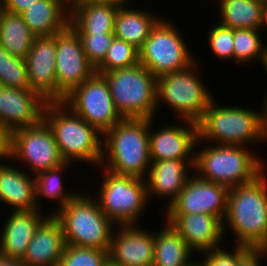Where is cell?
I'll return each instance as SVG.
<instances>
[{
  "label": "cell",
  "mask_w": 267,
  "mask_h": 266,
  "mask_svg": "<svg viewBox=\"0 0 267 266\" xmlns=\"http://www.w3.org/2000/svg\"><path fill=\"white\" fill-rule=\"evenodd\" d=\"M197 61L185 69L157 78V108L160 109L161 103L168 105L178 115V121L196 123L214 99L201 80Z\"/></svg>",
  "instance_id": "cell-8"
},
{
  "label": "cell",
  "mask_w": 267,
  "mask_h": 266,
  "mask_svg": "<svg viewBox=\"0 0 267 266\" xmlns=\"http://www.w3.org/2000/svg\"><path fill=\"white\" fill-rule=\"evenodd\" d=\"M108 257V250L66 244L59 266H103Z\"/></svg>",
  "instance_id": "cell-34"
},
{
  "label": "cell",
  "mask_w": 267,
  "mask_h": 266,
  "mask_svg": "<svg viewBox=\"0 0 267 266\" xmlns=\"http://www.w3.org/2000/svg\"><path fill=\"white\" fill-rule=\"evenodd\" d=\"M210 50L220 60H233L234 29L227 28L220 23L212 26L208 34Z\"/></svg>",
  "instance_id": "cell-36"
},
{
  "label": "cell",
  "mask_w": 267,
  "mask_h": 266,
  "mask_svg": "<svg viewBox=\"0 0 267 266\" xmlns=\"http://www.w3.org/2000/svg\"><path fill=\"white\" fill-rule=\"evenodd\" d=\"M42 212L41 209L12 211L6 217L0 235L1 257L22 260L36 229L50 215L49 212L47 216Z\"/></svg>",
  "instance_id": "cell-21"
},
{
  "label": "cell",
  "mask_w": 267,
  "mask_h": 266,
  "mask_svg": "<svg viewBox=\"0 0 267 266\" xmlns=\"http://www.w3.org/2000/svg\"><path fill=\"white\" fill-rule=\"evenodd\" d=\"M266 70V73H267V54H266V57H265V62H264V66H263Z\"/></svg>",
  "instance_id": "cell-49"
},
{
  "label": "cell",
  "mask_w": 267,
  "mask_h": 266,
  "mask_svg": "<svg viewBox=\"0 0 267 266\" xmlns=\"http://www.w3.org/2000/svg\"><path fill=\"white\" fill-rule=\"evenodd\" d=\"M118 8L117 5L88 1L70 15L69 24L78 34L113 33Z\"/></svg>",
  "instance_id": "cell-26"
},
{
  "label": "cell",
  "mask_w": 267,
  "mask_h": 266,
  "mask_svg": "<svg viewBox=\"0 0 267 266\" xmlns=\"http://www.w3.org/2000/svg\"><path fill=\"white\" fill-rule=\"evenodd\" d=\"M244 145H206L195 151L194 174L202 180L228 188L254 181L266 171V160Z\"/></svg>",
  "instance_id": "cell-4"
},
{
  "label": "cell",
  "mask_w": 267,
  "mask_h": 266,
  "mask_svg": "<svg viewBox=\"0 0 267 266\" xmlns=\"http://www.w3.org/2000/svg\"><path fill=\"white\" fill-rule=\"evenodd\" d=\"M35 37L36 35L24 22L21 14L0 8V46L13 57L25 60Z\"/></svg>",
  "instance_id": "cell-27"
},
{
  "label": "cell",
  "mask_w": 267,
  "mask_h": 266,
  "mask_svg": "<svg viewBox=\"0 0 267 266\" xmlns=\"http://www.w3.org/2000/svg\"><path fill=\"white\" fill-rule=\"evenodd\" d=\"M21 16L36 36H51L60 32L69 24L70 18L58 0H38Z\"/></svg>",
  "instance_id": "cell-25"
},
{
  "label": "cell",
  "mask_w": 267,
  "mask_h": 266,
  "mask_svg": "<svg viewBox=\"0 0 267 266\" xmlns=\"http://www.w3.org/2000/svg\"><path fill=\"white\" fill-rule=\"evenodd\" d=\"M38 0H0V8L21 14Z\"/></svg>",
  "instance_id": "cell-39"
},
{
  "label": "cell",
  "mask_w": 267,
  "mask_h": 266,
  "mask_svg": "<svg viewBox=\"0 0 267 266\" xmlns=\"http://www.w3.org/2000/svg\"><path fill=\"white\" fill-rule=\"evenodd\" d=\"M139 63V50L126 41L114 37L109 46L104 61L95 72H110L116 69L128 68Z\"/></svg>",
  "instance_id": "cell-32"
},
{
  "label": "cell",
  "mask_w": 267,
  "mask_h": 266,
  "mask_svg": "<svg viewBox=\"0 0 267 266\" xmlns=\"http://www.w3.org/2000/svg\"><path fill=\"white\" fill-rule=\"evenodd\" d=\"M164 217V222L169 223L180 234L193 252L201 254L221 248L225 235L223 221L219 217L206 213L165 214Z\"/></svg>",
  "instance_id": "cell-17"
},
{
  "label": "cell",
  "mask_w": 267,
  "mask_h": 266,
  "mask_svg": "<svg viewBox=\"0 0 267 266\" xmlns=\"http://www.w3.org/2000/svg\"><path fill=\"white\" fill-rule=\"evenodd\" d=\"M264 102L263 103V109L261 108V118H262V124L265 130L267 131V94L264 97Z\"/></svg>",
  "instance_id": "cell-44"
},
{
  "label": "cell",
  "mask_w": 267,
  "mask_h": 266,
  "mask_svg": "<svg viewBox=\"0 0 267 266\" xmlns=\"http://www.w3.org/2000/svg\"><path fill=\"white\" fill-rule=\"evenodd\" d=\"M265 27L267 29V5H265L264 8V18H263V26H262V30H265Z\"/></svg>",
  "instance_id": "cell-47"
},
{
  "label": "cell",
  "mask_w": 267,
  "mask_h": 266,
  "mask_svg": "<svg viewBox=\"0 0 267 266\" xmlns=\"http://www.w3.org/2000/svg\"><path fill=\"white\" fill-rule=\"evenodd\" d=\"M89 2L93 3H103V4H112V5H117V6H124L129 3V1L132 0H88Z\"/></svg>",
  "instance_id": "cell-43"
},
{
  "label": "cell",
  "mask_w": 267,
  "mask_h": 266,
  "mask_svg": "<svg viewBox=\"0 0 267 266\" xmlns=\"http://www.w3.org/2000/svg\"><path fill=\"white\" fill-rule=\"evenodd\" d=\"M140 228L115 226L108 251L113 261L121 266H153L155 233Z\"/></svg>",
  "instance_id": "cell-18"
},
{
  "label": "cell",
  "mask_w": 267,
  "mask_h": 266,
  "mask_svg": "<svg viewBox=\"0 0 267 266\" xmlns=\"http://www.w3.org/2000/svg\"><path fill=\"white\" fill-rule=\"evenodd\" d=\"M265 177L267 178L264 171L254 181L229 189L223 230L224 234L228 229L233 231L237 236L236 246L259 249L267 238V179Z\"/></svg>",
  "instance_id": "cell-2"
},
{
  "label": "cell",
  "mask_w": 267,
  "mask_h": 266,
  "mask_svg": "<svg viewBox=\"0 0 267 266\" xmlns=\"http://www.w3.org/2000/svg\"><path fill=\"white\" fill-rule=\"evenodd\" d=\"M47 101L31 89L0 85V123L10 132L38 124Z\"/></svg>",
  "instance_id": "cell-19"
},
{
  "label": "cell",
  "mask_w": 267,
  "mask_h": 266,
  "mask_svg": "<svg viewBox=\"0 0 267 266\" xmlns=\"http://www.w3.org/2000/svg\"><path fill=\"white\" fill-rule=\"evenodd\" d=\"M65 245L60 222L49 215L36 229L21 261L26 266H59Z\"/></svg>",
  "instance_id": "cell-22"
},
{
  "label": "cell",
  "mask_w": 267,
  "mask_h": 266,
  "mask_svg": "<svg viewBox=\"0 0 267 266\" xmlns=\"http://www.w3.org/2000/svg\"><path fill=\"white\" fill-rule=\"evenodd\" d=\"M9 159L18 161L17 165H28L33 176L65 163L54 134L44 119L11 132Z\"/></svg>",
  "instance_id": "cell-12"
},
{
  "label": "cell",
  "mask_w": 267,
  "mask_h": 266,
  "mask_svg": "<svg viewBox=\"0 0 267 266\" xmlns=\"http://www.w3.org/2000/svg\"><path fill=\"white\" fill-rule=\"evenodd\" d=\"M0 85L16 89H31L26 61L13 57L2 46H0Z\"/></svg>",
  "instance_id": "cell-33"
},
{
  "label": "cell",
  "mask_w": 267,
  "mask_h": 266,
  "mask_svg": "<svg viewBox=\"0 0 267 266\" xmlns=\"http://www.w3.org/2000/svg\"><path fill=\"white\" fill-rule=\"evenodd\" d=\"M11 165L0 160V203L12 207V211L39 210L34 176Z\"/></svg>",
  "instance_id": "cell-23"
},
{
  "label": "cell",
  "mask_w": 267,
  "mask_h": 266,
  "mask_svg": "<svg viewBox=\"0 0 267 266\" xmlns=\"http://www.w3.org/2000/svg\"><path fill=\"white\" fill-rule=\"evenodd\" d=\"M63 103L102 135L123 119L105 78L96 72L65 96Z\"/></svg>",
  "instance_id": "cell-11"
},
{
  "label": "cell",
  "mask_w": 267,
  "mask_h": 266,
  "mask_svg": "<svg viewBox=\"0 0 267 266\" xmlns=\"http://www.w3.org/2000/svg\"><path fill=\"white\" fill-rule=\"evenodd\" d=\"M25 61L31 90L47 102H57L55 34L36 36Z\"/></svg>",
  "instance_id": "cell-16"
},
{
  "label": "cell",
  "mask_w": 267,
  "mask_h": 266,
  "mask_svg": "<svg viewBox=\"0 0 267 266\" xmlns=\"http://www.w3.org/2000/svg\"><path fill=\"white\" fill-rule=\"evenodd\" d=\"M263 31L262 29L252 28L234 29L233 61H236L237 65L245 66L251 61L260 60L264 66L267 46L263 43L264 41H262L260 35Z\"/></svg>",
  "instance_id": "cell-31"
},
{
  "label": "cell",
  "mask_w": 267,
  "mask_h": 266,
  "mask_svg": "<svg viewBox=\"0 0 267 266\" xmlns=\"http://www.w3.org/2000/svg\"><path fill=\"white\" fill-rule=\"evenodd\" d=\"M91 196L79 193L50 215L60 222L66 244L109 251L116 225L102 212L98 201Z\"/></svg>",
  "instance_id": "cell-6"
},
{
  "label": "cell",
  "mask_w": 267,
  "mask_h": 266,
  "mask_svg": "<svg viewBox=\"0 0 267 266\" xmlns=\"http://www.w3.org/2000/svg\"><path fill=\"white\" fill-rule=\"evenodd\" d=\"M59 5L71 15L77 8L83 6L88 0H58Z\"/></svg>",
  "instance_id": "cell-41"
},
{
  "label": "cell",
  "mask_w": 267,
  "mask_h": 266,
  "mask_svg": "<svg viewBox=\"0 0 267 266\" xmlns=\"http://www.w3.org/2000/svg\"><path fill=\"white\" fill-rule=\"evenodd\" d=\"M103 266H121V265L113 261L110 257H108Z\"/></svg>",
  "instance_id": "cell-45"
},
{
  "label": "cell",
  "mask_w": 267,
  "mask_h": 266,
  "mask_svg": "<svg viewBox=\"0 0 267 266\" xmlns=\"http://www.w3.org/2000/svg\"><path fill=\"white\" fill-rule=\"evenodd\" d=\"M194 160L151 161L150 168L145 178L147 196L170 198L166 208L177 198L188 179L193 175ZM190 168V170H189ZM189 170V171H188ZM151 197V198H150Z\"/></svg>",
  "instance_id": "cell-20"
},
{
  "label": "cell",
  "mask_w": 267,
  "mask_h": 266,
  "mask_svg": "<svg viewBox=\"0 0 267 266\" xmlns=\"http://www.w3.org/2000/svg\"><path fill=\"white\" fill-rule=\"evenodd\" d=\"M101 74L110 89L116 110L123 118L155 119L157 78L141 63Z\"/></svg>",
  "instance_id": "cell-7"
},
{
  "label": "cell",
  "mask_w": 267,
  "mask_h": 266,
  "mask_svg": "<svg viewBox=\"0 0 267 266\" xmlns=\"http://www.w3.org/2000/svg\"><path fill=\"white\" fill-rule=\"evenodd\" d=\"M265 5H267V0H261Z\"/></svg>",
  "instance_id": "cell-50"
},
{
  "label": "cell",
  "mask_w": 267,
  "mask_h": 266,
  "mask_svg": "<svg viewBox=\"0 0 267 266\" xmlns=\"http://www.w3.org/2000/svg\"><path fill=\"white\" fill-rule=\"evenodd\" d=\"M259 250L262 252L264 257L267 256V238H266L265 242L259 247Z\"/></svg>",
  "instance_id": "cell-46"
},
{
  "label": "cell",
  "mask_w": 267,
  "mask_h": 266,
  "mask_svg": "<svg viewBox=\"0 0 267 266\" xmlns=\"http://www.w3.org/2000/svg\"><path fill=\"white\" fill-rule=\"evenodd\" d=\"M57 102L95 73L88 62L77 31L68 24L55 34Z\"/></svg>",
  "instance_id": "cell-13"
},
{
  "label": "cell",
  "mask_w": 267,
  "mask_h": 266,
  "mask_svg": "<svg viewBox=\"0 0 267 266\" xmlns=\"http://www.w3.org/2000/svg\"><path fill=\"white\" fill-rule=\"evenodd\" d=\"M88 62L96 69L114 39V33L79 34Z\"/></svg>",
  "instance_id": "cell-35"
},
{
  "label": "cell",
  "mask_w": 267,
  "mask_h": 266,
  "mask_svg": "<svg viewBox=\"0 0 267 266\" xmlns=\"http://www.w3.org/2000/svg\"><path fill=\"white\" fill-rule=\"evenodd\" d=\"M72 163L65 162L61 166H58L57 168L49 169L47 171H43L37 175L34 176L35 178V189H36V205L38 209L41 208L40 206V199L44 196L46 198L56 200L59 202V206L57 208H62L68 201L74 199L79 192H74L73 190L71 192L65 191L63 189V180L61 175L62 172L65 174V170L71 166Z\"/></svg>",
  "instance_id": "cell-30"
},
{
  "label": "cell",
  "mask_w": 267,
  "mask_h": 266,
  "mask_svg": "<svg viewBox=\"0 0 267 266\" xmlns=\"http://www.w3.org/2000/svg\"><path fill=\"white\" fill-rule=\"evenodd\" d=\"M217 104L213 99L196 122L198 134L196 147L201 142L249 147L254 143L267 142V131L262 124L261 111Z\"/></svg>",
  "instance_id": "cell-3"
},
{
  "label": "cell",
  "mask_w": 267,
  "mask_h": 266,
  "mask_svg": "<svg viewBox=\"0 0 267 266\" xmlns=\"http://www.w3.org/2000/svg\"><path fill=\"white\" fill-rule=\"evenodd\" d=\"M154 119H149V149L151 161L194 160L198 140L197 124L180 120L179 124L163 125L152 130ZM183 123V124H181ZM153 132V133H152Z\"/></svg>",
  "instance_id": "cell-15"
},
{
  "label": "cell",
  "mask_w": 267,
  "mask_h": 266,
  "mask_svg": "<svg viewBox=\"0 0 267 266\" xmlns=\"http://www.w3.org/2000/svg\"><path fill=\"white\" fill-rule=\"evenodd\" d=\"M177 26L161 18L139 50V63L156 78L192 65L196 59Z\"/></svg>",
  "instance_id": "cell-10"
},
{
  "label": "cell",
  "mask_w": 267,
  "mask_h": 266,
  "mask_svg": "<svg viewBox=\"0 0 267 266\" xmlns=\"http://www.w3.org/2000/svg\"><path fill=\"white\" fill-rule=\"evenodd\" d=\"M218 1L221 25L231 29H262L265 4L261 0Z\"/></svg>",
  "instance_id": "cell-28"
},
{
  "label": "cell",
  "mask_w": 267,
  "mask_h": 266,
  "mask_svg": "<svg viewBox=\"0 0 267 266\" xmlns=\"http://www.w3.org/2000/svg\"><path fill=\"white\" fill-rule=\"evenodd\" d=\"M155 231L153 266H186L194 253L169 223Z\"/></svg>",
  "instance_id": "cell-29"
},
{
  "label": "cell",
  "mask_w": 267,
  "mask_h": 266,
  "mask_svg": "<svg viewBox=\"0 0 267 266\" xmlns=\"http://www.w3.org/2000/svg\"><path fill=\"white\" fill-rule=\"evenodd\" d=\"M43 119L51 128L65 162L84 161L100 166L103 135L94 127L63 102H47Z\"/></svg>",
  "instance_id": "cell-5"
},
{
  "label": "cell",
  "mask_w": 267,
  "mask_h": 266,
  "mask_svg": "<svg viewBox=\"0 0 267 266\" xmlns=\"http://www.w3.org/2000/svg\"><path fill=\"white\" fill-rule=\"evenodd\" d=\"M227 186L200 179L194 173L164 214H211L225 218L228 205Z\"/></svg>",
  "instance_id": "cell-14"
},
{
  "label": "cell",
  "mask_w": 267,
  "mask_h": 266,
  "mask_svg": "<svg viewBox=\"0 0 267 266\" xmlns=\"http://www.w3.org/2000/svg\"><path fill=\"white\" fill-rule=\"evenodd\" d=\"M129 5L120 6L114 20V36L140 50L149 37L151 29L162 18L150 10L128 8Z\"/></svg>",
  "instance_id": "cell-24"
},
{
  "label": "cell",
  "mask_w": 267,
  "mask_h": 266,
  "mask_svg": "<svg viewBox=\"0 0 267 266\" xmlns=\"http://www.w3.org/2000/svg\"><path fill=\"white\" fill-rule=\"evenodd\" d=\"M100 165L99 169L145 179L151 165L149 119L123 118L107 131Z\"/></svg>",
  "instance_id": "cell-1"
},
{
  "label": "cell",
  "mask_w": 267,
  "mask_h": 266,
  "mask_svg": "<svg viewBox=\"0 0 267 266\" xmlns=\"http://www.w3.org/2000/svg\"><path fill=\"white\" fill-rule=\"evenodd\" d=\"M10 139L11 132L0 123V160L2 161H10Z\"/></svg>",
  "instance_id": "cell-40"
},
{
  "label": "cell",
  "mask_w": 267,
  "mask_h": 266,
  "mask_svg": "<svg viewBox=\"0 0 267 266\" xmlns=\"http://www.w3.org/2000/svg\"><path fill=\"white\" fill-rule=\"evenodd\" d=\"M186 266H205L203 261L199 262L198 260L195 261H190Z\"/></svg>",
  "instance_id": "cell-48"
},
{
  "label": "cell",
  "mask_w": 267,
  "mask_h": 266,
  "mask_svg": "<svg viewBox=\"0 0 267 266\" xmlns=\"http://www.w3.org/2000/svg\"><path fill=\"white\" fill-rule=\"evenodd\" d=\"M223 247L214 250L203 252V263L205 266H237V246L231 251L222 249Z\"/></svg>",
  "instance_id": "cell-37"
},
{
  "label": "cell",
  "mask_w": 267,
  "mask_h": 266,
  "mask_svg": "<svg viewBox=\"0 0 267 266\" xmlns=\"http://www.w3.org/2000/svg\"><path fill=\"white\" fill-rule=\"evenodd\" d=\"M264 258L259 249L237 246V266H261Z\"/></svg>",
  "instance_id": "cell-38"
},
{
  "label": "cell",
  "mask_w": 267,
  "mask_h": 266,
  "mask_svg": "<svg viewBox=\"0 0 267 266\" xmlns=\"http://www.w3.org/2000/svg\"><path fill=\"white\" fill-rule=\"evenodd\" d=\"M0 266H26L21 260L7 259L0 256Z\"/></svg>",
  "instance_id": "cell-42"
},
{
  "label": "cell",
  "mask_w": 267,
  "mask_h": 266,
  "mask_svg": "<svg viewBox=\"0 0 267 266\" xmlns=\"http://www.w3.org/2000/svg\"><path fill=\"white\" fill-rule=\"evenodd\" d=\"M101 169L103 182L95 198L102 212L117 226L137 225L149 203L145 179Z\"/></svg>",
  "instance_id": "cell-9"
}]
</instances>
